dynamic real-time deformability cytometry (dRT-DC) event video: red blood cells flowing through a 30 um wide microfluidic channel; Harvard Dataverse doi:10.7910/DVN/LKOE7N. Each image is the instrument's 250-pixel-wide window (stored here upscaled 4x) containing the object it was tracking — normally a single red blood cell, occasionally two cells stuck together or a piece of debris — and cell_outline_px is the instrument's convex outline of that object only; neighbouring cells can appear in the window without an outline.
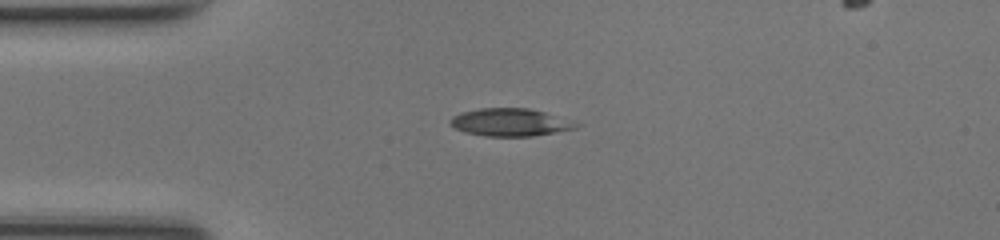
{"species": "common noctule bat (a hibernating species)", "species_latin": "Nyctalus noctula", "temperature_condition": "room temperature", "stored_images_in_passage": 37, "camera_frame_rate_fps": 3000, "um_per_image_px": 0.085, "animal": {"sex": "female", "body_mass_g": 17.0, "forearm_length_mm": 48.0}, "frame": {"image": 1, "passage_image": 1, "time_ms": 0.0, "image_size_px": [1000, 240], "cell_outline_px": [[580, 124], [576, 128], [556, 132], [532, 136], [488, 136], [464, 132], [456, 128], [448, 120], [452, 116], [460, 112], [480, 108], [528, 108], [544, 112]], "centroid_in_image_um": [43.32, 10.39], "position_along_channel_um": 41.7, "area_um2": 20.06}}
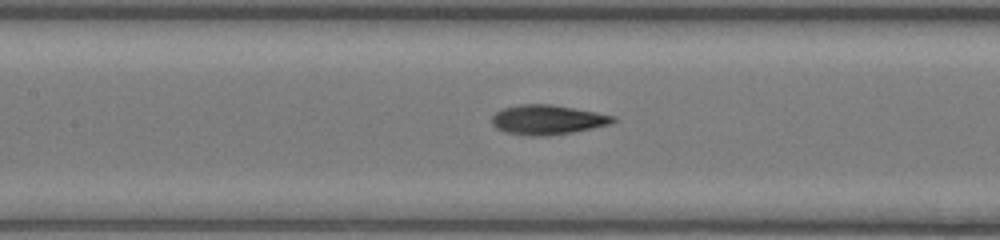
{"frame": {"image": 2, "passage_image": 11, "time_ms": 3.333, "image_size_px": [1000, 240], "cell_outline_px": [[616, 120], [608, 124], [592, 128], [572, 132], [548, 136], [528, 136], [504, 132], [496, 128], [492, 124], [492, 116], [496, 112], [504, 108], [520, 104], [552, 104], [596, 112], [616, 116]], "centroid_in_image_um": [46.51, 10.18], "position_along_channel_um": 160.9, "area_um2": 20.92}}
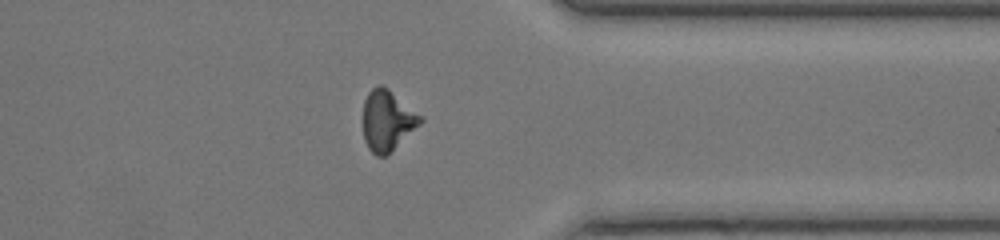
{"frame": {"image": 3, "passage_image": 27, "time_ms": 8.667, "image_size_px": [1000, 240], "cell_outline_px": [[424, 120], [420, 124], [384, 156], [376, 156], [368, 148], [364, 140], [364, 100], [368, 92], [372, 88], [380, 84], [388, 88], [424, 116]], "centroid_in_image_um": [32.93, 10.2], "position_along_channel_um": 378.5, "area_um2": 20.06}}